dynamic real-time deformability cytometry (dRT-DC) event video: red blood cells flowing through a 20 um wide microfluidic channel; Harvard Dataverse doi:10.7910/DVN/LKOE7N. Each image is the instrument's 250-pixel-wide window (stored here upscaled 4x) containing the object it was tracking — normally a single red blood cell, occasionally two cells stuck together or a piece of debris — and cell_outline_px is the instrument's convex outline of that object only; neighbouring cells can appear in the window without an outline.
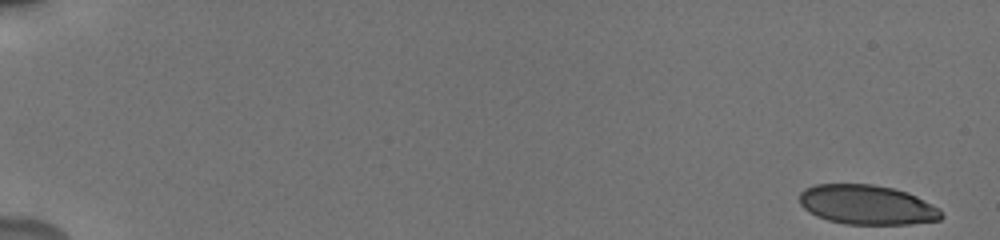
{"species": "human", "species_latin": "Homo sapiens", "temperature_condition": "cold", "stored_images_in_passage": 23, "camera_frame_rate_fps": 3000, "um_per_image_px": 0.085, "donor": {"sex": "male"}, "frame": {"image": 1, "passage_image": 1, "time_ms": 0.0, "image_size_px": [1000, 240], "cell_outline_px": [[944, 216], [940, 220], [908, 224], [844, 224], [828, 220], [816, 216], [808, 212], [800, 204], [800, 192], [804, 188], [816, 184], [872, 184], [892, 188], [908, 192], [940, 208]], "centroid_in_image_um": [73.69, 17.41], "position_along_channel_um": 11.3, "area_um2": 32.89}}
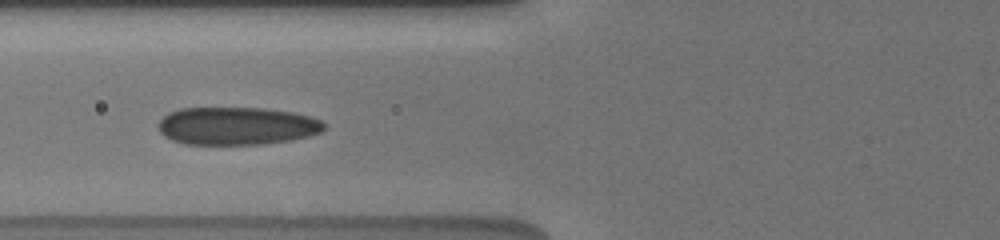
{"frame": {"image": 2, "passage_image": 19, "time_ms": 6.0, "image_size_px": [1000, 240], "cell_outline_px": [[328, 124], [320, 132], [308, 136], [292, 140], [260, 144], [184, 144], [172, 140], [164, 136], [160, 132], [156, 124], [168, 112], [180, 108], [264, 108], [292, 112], [312, 116]], "centroid_in_image_um": [20.12, 10.7], "position_along_channel_um": 105.7, "area_um2": 36.82}}
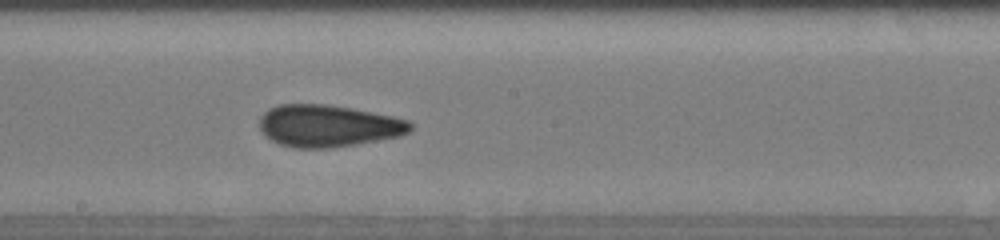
{"frame": {"image": 3, "passage_image": 23, "time_ms": 7.333, "image_size_px": [1000, 240], "cell_outline_px": [[412, 128], [408, 132], [400, 136], [356, 144], [332, 148], [292, 148], [280, 144], [264, 136], [260, 128], [260, 116], [268, 108], [280, 104], [328, 104], [352, 108], [392, 116], [408, 120], [412, 124]], "centroid_in_image_um": [27.87, 10.69], "position_along_channel_um": 220.3, "area_um2": 37.11}}